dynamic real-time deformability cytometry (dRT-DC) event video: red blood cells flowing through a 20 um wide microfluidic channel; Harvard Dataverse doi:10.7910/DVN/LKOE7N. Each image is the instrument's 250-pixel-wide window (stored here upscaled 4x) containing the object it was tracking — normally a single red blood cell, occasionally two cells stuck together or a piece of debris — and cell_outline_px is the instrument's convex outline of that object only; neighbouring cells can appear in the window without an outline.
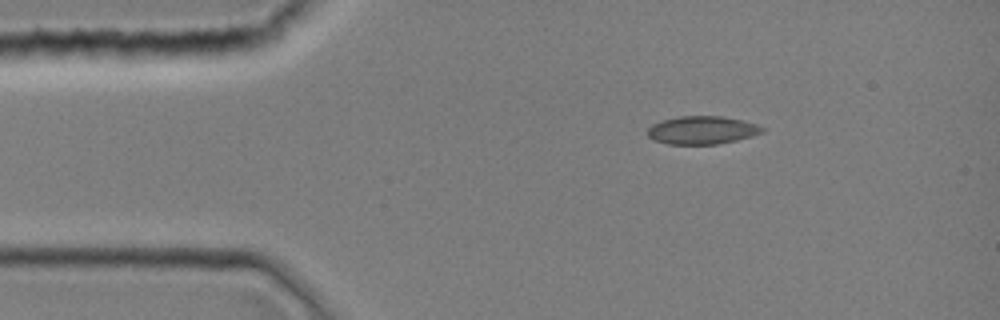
{"species": "common noctule bat (a hibernating species)", "species_latin": "Nyctalus noctula", "temperature_condition": "room temperature", "stored_images_in_passage": 37, "camera_frame_rate_fps": 3000, "um_per_image_px": 0.085, "animal": {"sex": "female", "body_mass_g": 19.0, "forearm_length_mm": 51.5}, "frame": {"image": 1, "passage_image": 1, "time_ms": 0.0, "image_size_px": [1000, 320], "cell_outline_px": [[764, 132], [752, 136], [736, 140], [716, 144], [668, 144], [656, 140], [648, 136], [648, 128], [652, 124], [660, 120], [680, 116], [724, 116], [744, 120], [756, 124], [764, 128]], "centroid_in_image_um": [59.69, 11.05], "position_along_channel_um": 25.3, "area_um2": 18.79}}
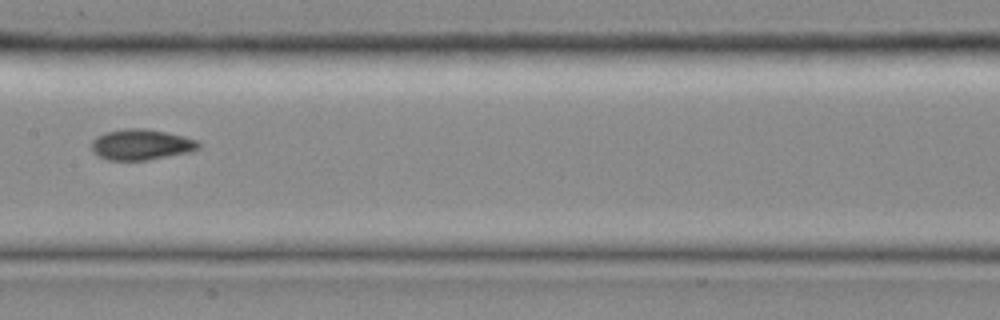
{"frame": {"image": 2, "passage_image": 16, "time_ms": 5.0, "image_size_px": [1000, 320], "cell_outline_px": [[200, 148], [192, 152], [148, 160], [108, 160], [96, 156], [92, 152], [92, 140], [96, 136], [104, 132], [124, 128], [144, 128], [184, 136], [200, 140]], "centroid_in_image_um": [12.01, 12.29], "position_along_channel_um": 195.4, "area_um2": 19.54}}
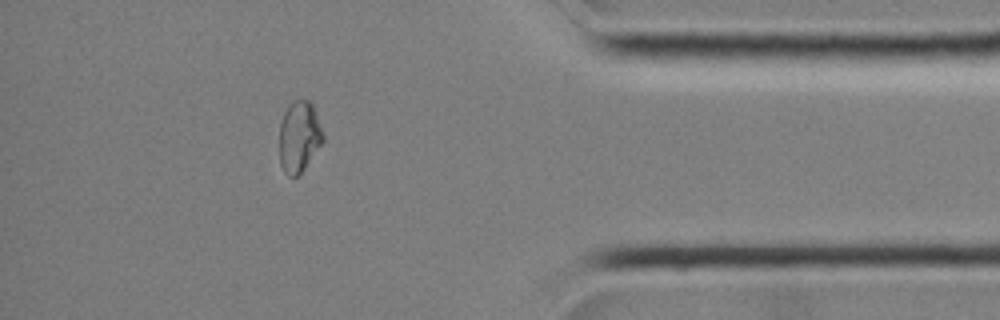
{"frame": {"image": 3, "passage_image": 32, "time_ms": 10.333, "image_size_px": [1000, 320], "cell_outline_px": [[324, 140], [304, 168], [296, 176], [288, 176], [284, 172], [280, 164], [280, 124], [284, 112], [288, 104], [292, 100], [308, 100], [312, 104], [324, 136]], "centroid_in_image_um": [25.41, 11.6], "position_along_channel_um": 409.8, "area_um2": 17.86}}